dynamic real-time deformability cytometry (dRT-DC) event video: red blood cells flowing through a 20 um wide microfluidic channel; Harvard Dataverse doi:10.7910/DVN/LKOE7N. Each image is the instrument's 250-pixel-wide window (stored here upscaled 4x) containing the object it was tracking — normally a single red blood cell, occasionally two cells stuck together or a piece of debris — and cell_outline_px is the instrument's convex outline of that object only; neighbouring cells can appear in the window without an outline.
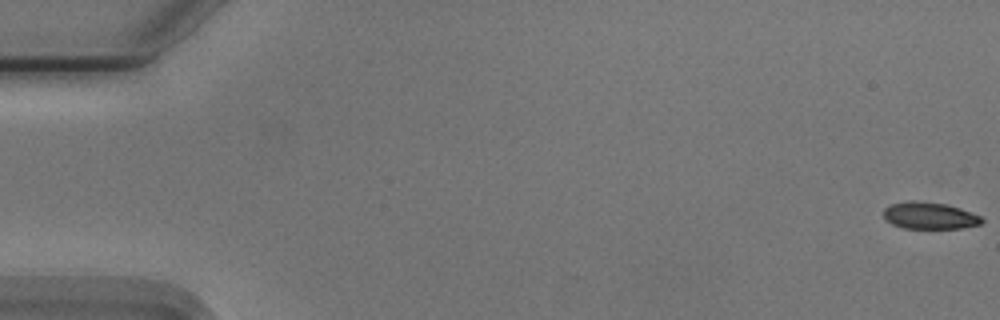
{"species": "Egyptian fruit bat (a non-hibernating species)", "species_latin": "Rousettus aegyptiacus", "temperature_condition": "cold", "stored_images_in_passage": 16, "camera_frame_rate_fps": 3000, "um_per_image_px": 0.085, "animal": {"sex": "male"}, "frame": {"image": 1, "passage_image": 1, "time_ms": 0.0, "image_size_px": [1000, 320], "cell_outline_px": [[984, 220], [980, 224], [960, 228], [904, 228], [892, 224], [884, 216], [884, 208], [892, 204], [908, 200], [920, 200], [948, 204], [960, 208], [980, 216]], "centroid_in_image_um": [79.01, 18.31], "position_along_channel_um": 6.0, "area_um2": 15.37}}
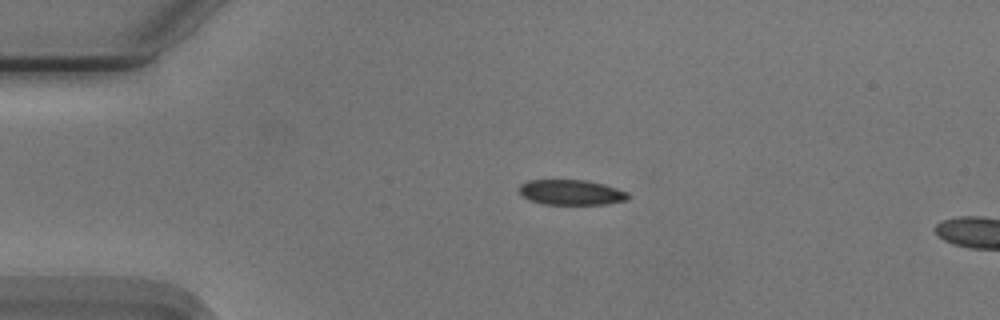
{"frame": {"image": 2, "passage_image": 13, "time_ms": 4.0, "image_size_px": [1000, 320], "cell_outline_px": [[632, 196], [628, 200], [604, 204], [544, 204], [528, 200], [520, 192], [520, 184], [528, 180], [588, 180], [604, 184], [628, 192]], "centroid_in_image_um": [48.59, 16.35], "position_along_channel_um": 36.4, "area_um2": 16.07}}